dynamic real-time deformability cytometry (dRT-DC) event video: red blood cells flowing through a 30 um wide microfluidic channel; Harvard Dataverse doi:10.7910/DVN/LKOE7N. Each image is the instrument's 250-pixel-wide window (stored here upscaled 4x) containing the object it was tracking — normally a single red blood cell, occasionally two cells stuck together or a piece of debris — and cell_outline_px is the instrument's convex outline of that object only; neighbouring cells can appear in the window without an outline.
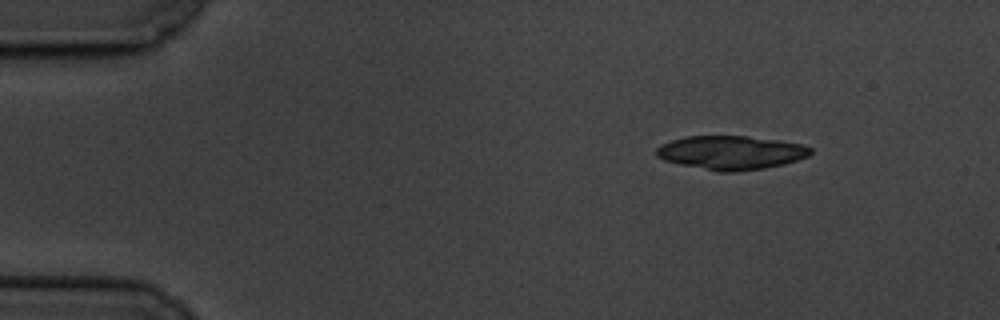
{"species": "common noctule bat (a hibernating species)", "species_latin": "Nyctalus noctula", "temperature_condition": "cold", "stored_images_in_passage": 5, "camera_frame_rate_fps": 3000, "um_per_image_px": 0.085, "animal": {"sex": "male", "body_mass_g": 19.5, "forearm_length_mm": 54.6}, "frame": {"image": 1, "passage_image": 1, "time_ms": 0.0, "image_size_px": [1000, 320], "cell_outline_px": [[812, 152], [808, 156], [784, 164], [764, 168], [736, 172], [720, 172], [680, 164], [664, 160], [656, 156], [656, 148], [660, 144], [684, 136], [748, 136], [776, 140], [800, 144], [812, 148]], "centroid_in_image_um": [62.1, 12.97], "position_along_channel_um": 22.9, "area_um2": 30.29}}